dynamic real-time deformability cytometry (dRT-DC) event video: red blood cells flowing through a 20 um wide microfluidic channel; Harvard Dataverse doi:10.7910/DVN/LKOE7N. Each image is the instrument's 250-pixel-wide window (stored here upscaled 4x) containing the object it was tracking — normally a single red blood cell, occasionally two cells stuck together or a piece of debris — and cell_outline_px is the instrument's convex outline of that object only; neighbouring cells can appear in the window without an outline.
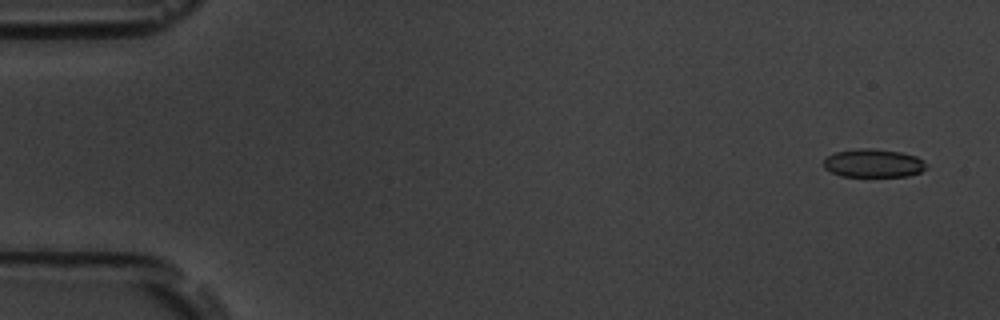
{"species": "common noctule bat (a hibernating species)", "species_latin": "Nyctalus noctula", "temperature_condition": "room temperature", "stored_images_in_passage": 52, "camera_frame_rate_fps": 3000, "um_per_image_px": 0.085, "animal": {"sex": "male", "body_mass_g": 19.5, "forearm_length_mm": 54.6}, "frame": {"image": 1, "passage_image": 1, "time_ms": 0.0, "image_size_px": [1000, 320], "cell_outline_px": [[924, 168], [920, 172], [908, 176], [840, 176], [824, 168], [824, 160], [828, 156], [836, 152], [856, 148], [868, 148], [900, 152], [916, 156], [924, 160]], "centroid_in_image_um": [74.21, 13.87], "position_along_channel_um": 10.8, "area_um2": 16.76}}
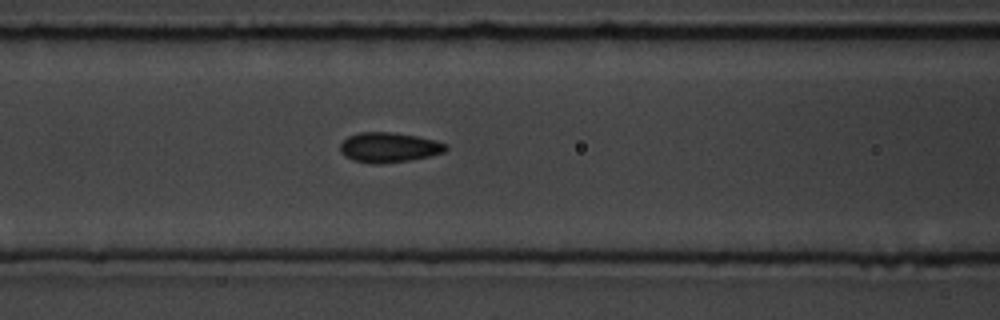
{"frame": {"image": 2, "passage_image": 21, "time_ms": 6.667, "image_size_px": [1000, 320], "cell_outline_px": [[448, 148], [444, 152], [432, 156], [408, 160], [380, 164], [372, 164], [352, 160], [344, 156], [340, 152], [340, 144], [348, 136], [360, 132], [392, 132], [416, 136], [436, 140], [448, 144]], "centroid_in_image_um": [33.06, 12.53], "position_along_channel_um": 133.5, "area_um2": 18.61}}
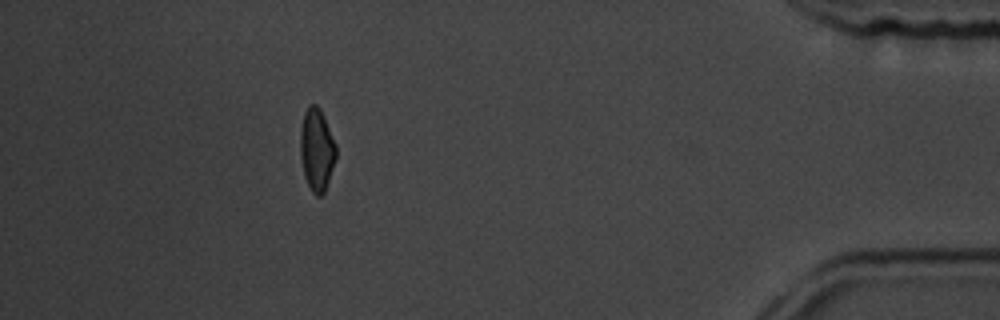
{"frame": {"image": 3, "passage_image": 47, "time_ms": 15.333, "image_size_px": [1000, 320], "cell_outline_px": [[336, 156], [324, 192], [320, 196], [316, 196], [312, 192], [304, 176], [300, 156], [300, 128], [304, 112], [308, 104], [316, 104], [320, 108], [336, 144]], "centroid_in_image_um": [26.9, 12.68], "position_along_channel_um": 408.3, "area_um2": 17.17}, "authors_computed_cell_mechanics": {"area_um2": 17.918, "velocity_mm_per_s": 3.7932, "shape_relaxation_time_tau1_ms": 2.9816, "shape_relaxation_time_tau2_ms": 1.2644, "deformation_change_tau1": 0.088, "deformation_change_tau2": 0.0556}}